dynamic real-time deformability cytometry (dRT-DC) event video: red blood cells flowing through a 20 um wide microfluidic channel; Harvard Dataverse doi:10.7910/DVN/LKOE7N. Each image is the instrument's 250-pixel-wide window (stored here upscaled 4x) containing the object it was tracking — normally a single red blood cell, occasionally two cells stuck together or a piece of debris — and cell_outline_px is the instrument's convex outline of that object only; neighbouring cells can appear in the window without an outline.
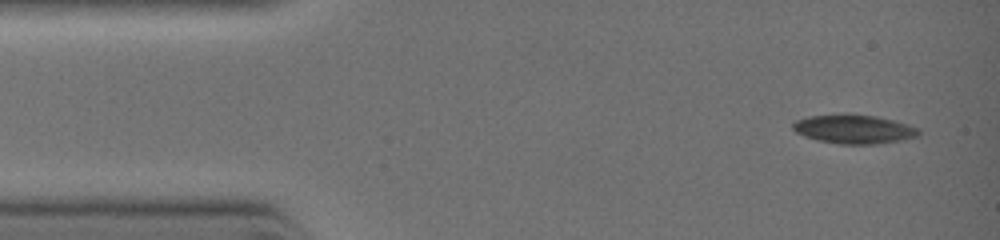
{"species": "common noctule bat (a hibernating species)", "species_latin": "Nyctalus noctula", "temperature_condition": "warm", "stored_images_in_passage": 6, "camera_frame_rate_fps": 3000, "um_per_image_px": 0.085, "animal": {"sex": "female", "body_mass_g": 19.0, "forearm_length_mm": 51.5}, "frame": {"image": 1, "passage_image": 1, "time_ms": 0.0, "image_size_px": [1000, 240], "cell_outline_px": [[920, 136], [900, 140], [872, 144], [840, 144], [820, 140], [804, 136], [796, 132], [792, 128], [792, 124], [796, 120], [808, 116], [844, 112], [848, 112], [876, 116], [908, 124], [920, 128]], "centroid_in_image_um": [72.58, 10.94], "position_along_channel_um": 12.4, "area_um2": 21.56}}
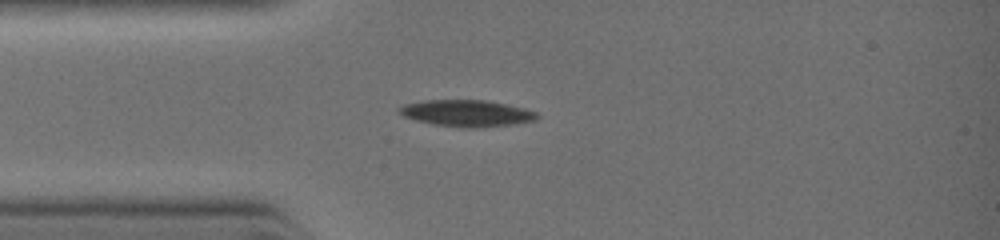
{"frame": {"image": 2, "passage_image": 4, "time_ms": 2.0, "image_size_px": [1000, 240], "cell_outline_px": [[540, 116], [536, 120], [508, 124], [436, 124], [416, 120], [404, 116], [396, 108], [404, 104], [420, 100], [488, 100], [524, 108], [536, 112]], "centroid_in_image_um": [39.63, 9.54], "position_along_channel_um": 45.4, "area_um2": 20.0}}
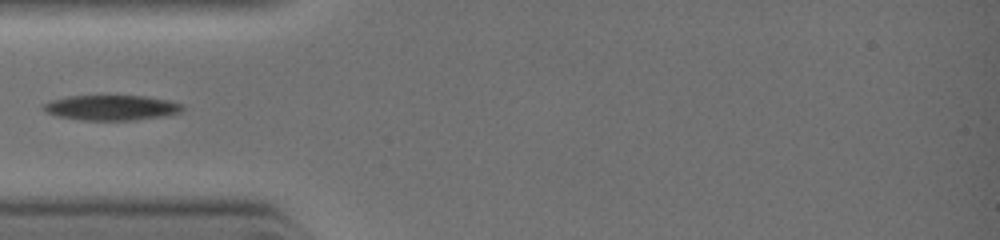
{"frame": {"image": 3, "passage_image": 5, "time_ms": 2.667, "image_size_px": [1000, 240], "cell_outline_px": [[184, 108], [180, 112], [164, 116], [136, 120], [84, 120], [56, 116], [40, 108], [44, 104], [52, 100], [68, 96], [144, 96], [168, 100], [184, 104]], "centroid_in_image_um": [9.49, 9.15], "position_along_channel_um": 75.5, "area_um2": 20.35}}